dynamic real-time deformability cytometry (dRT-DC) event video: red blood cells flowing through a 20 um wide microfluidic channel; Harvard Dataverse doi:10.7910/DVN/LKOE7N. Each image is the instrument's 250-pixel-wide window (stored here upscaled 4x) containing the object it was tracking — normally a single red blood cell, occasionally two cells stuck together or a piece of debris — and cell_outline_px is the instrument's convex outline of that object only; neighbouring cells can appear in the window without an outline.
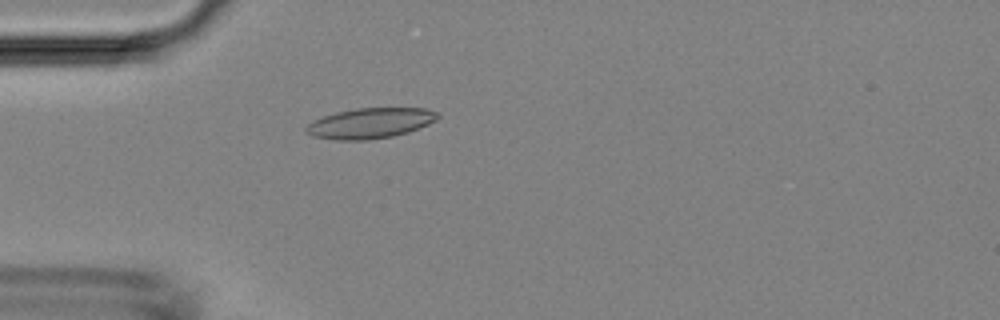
{"species": "Egyptian fruit bat (a non-hibernating species)", "species_latin": "Rousettus aegyptiacus", "temperature_condition": "room temperature", "stored_images_in_passage": 48, "camera_frame_rate_fps": 3000, "um_per_image_px": 0.085, "animal": {"sex": "female"}, "frame": {"image": 1, "passage_image": 14, "time_ms": 4.333, "image_size_px": [1000, 320], "cell_outline_px": [[440, 116], [436, 120], [428, 124], [408, 132], [392, 136], [368, 140], [336, 140], [312, 136], [304, 132], [304, 128], [312, 120], [336, 112], [356, 108], [424, 108], [436, 112]], "centroid_in_image_um": [31.42, 10.47], "position_along_channel_um": 53.6, "area_um2": 23.35}}
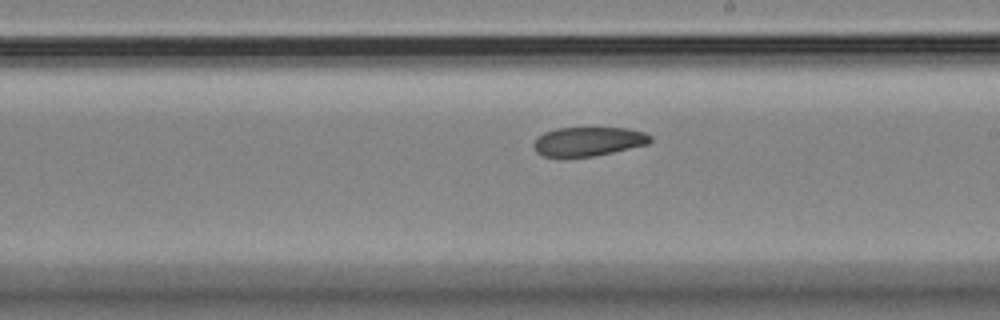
{"frame": {"image": 2, "passage_image": 28, "time_ms": 9.0, "image_size_px": [1000, 320], "cell_outline_px": [[652, 140], [648, 144], [612, 152], [592, 156], [540, 156], [536, 152], [532, 144], [536, 136], [544, 132], [556, 128], [628, 128], [644, 132], [652, 136]], "centroid_in_image_um": [49.97, 12.01], "position_along_channel_um": 239.0, "area_um2": 19.77}}
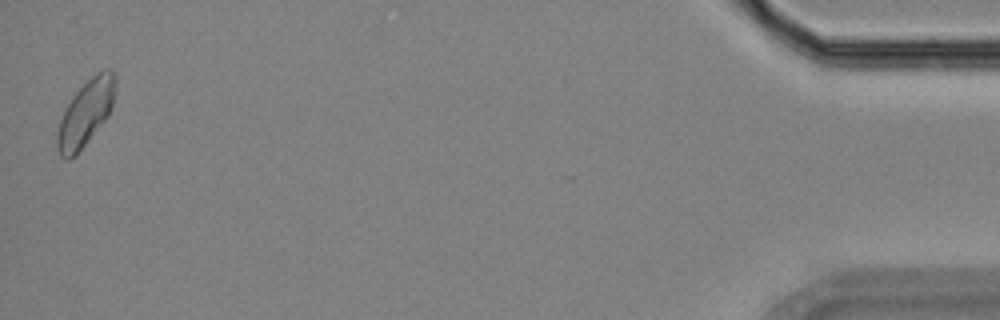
{"frame": {"image": 3, "passage_image": 48, "time_ms": 15.667, "image_size_px": [1000, 320], "cell_outline_px": [[116, 84], [112, 108], [108, 116], [76, 156], [68, 160], [64, 160], [60, 156], [56, 148], [56, 132], [64, 108], [72, 96], [96, 72], [104, 68], [108, 68], [116, 72]], "centroid_in_image_um": [7.27, 9.62], "position_along_channel_um": 427.9, "area_um2": 22.72}}